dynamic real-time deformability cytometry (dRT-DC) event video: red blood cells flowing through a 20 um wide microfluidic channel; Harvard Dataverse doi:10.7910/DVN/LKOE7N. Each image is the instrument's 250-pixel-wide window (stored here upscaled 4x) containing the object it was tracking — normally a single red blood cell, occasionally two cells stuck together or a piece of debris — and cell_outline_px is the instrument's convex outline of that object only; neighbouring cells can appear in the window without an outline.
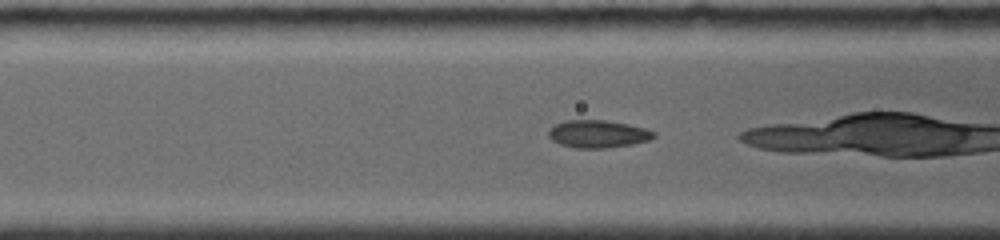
{"species": "common noctule bat (a hibernating species)", "species_latin": "Nyctalus noctula", "temperature_condition": "room temperature", "stored_images_in_passage": 24, "camera_frame_rate_fps": 4000, "um_per_image_px": 0.085, "animal": {"sex": "female", "body_mass_g": 19.0, "forearm_length_mm": 56.7}, "frame": {"image": 1, "passage_image": 4, "time_ms": 1.0, "image_size_px": [1000, 240], "cell_outline_px": [[656, 136], [652, 140], [632, 144], [604, 148], [576, 148], [560, 144], [552, 140], [548, 136], [548, 132], [556, 124], [564, 120], [604, 120], [628, 124], [644, 128], [656, 132]], "centroid_in_image_um": [50.85, 11.39], "position_along_channel_um": 115.7, "area_um2": 16.94}}